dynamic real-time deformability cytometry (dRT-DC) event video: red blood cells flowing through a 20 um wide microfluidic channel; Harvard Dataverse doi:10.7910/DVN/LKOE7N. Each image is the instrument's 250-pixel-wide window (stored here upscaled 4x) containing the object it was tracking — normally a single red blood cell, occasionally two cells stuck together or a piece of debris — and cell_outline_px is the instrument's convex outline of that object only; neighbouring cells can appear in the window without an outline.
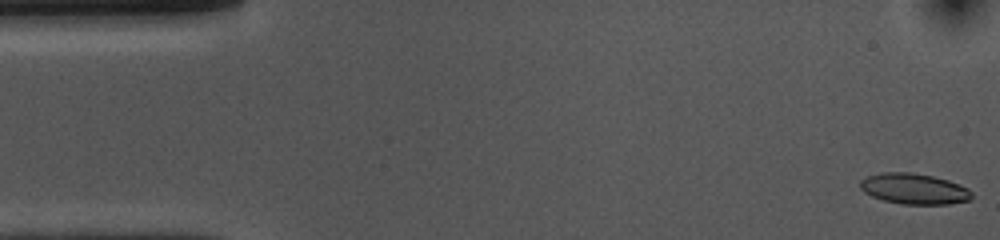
{"species": "common noctule bat (a hibernating species)", "species_latin": "Nyctalus noctula", "temperature_condition": "cold", "stored_images_in_passage": 54, "camera_frame_rate_fps": 3000, "um_per_image_px": 0.085, "animal": {"sex": "female", "body_mass_g": 10.0, "forearm_length_mm": 53.1}, "frame": {"image": 1, "passage_image": 1, "time_ms": 0.0, "image_size_px": [1000, 240], "cell_outline_px": [[972, 196], [968, 200], [948, 204], [900, 204], [884, 200], [872, 196], [864, 192], [860, 188], [860, 180], [868, 176], [880, 172], [912, 172], [932, 176], [948, 180], [960, 184], [968, 188], [972, 192]], "centroid_in_image_um": [77.69, 16.04], "position_along_channel_um": 7.3, "area_um2": 20.0}}
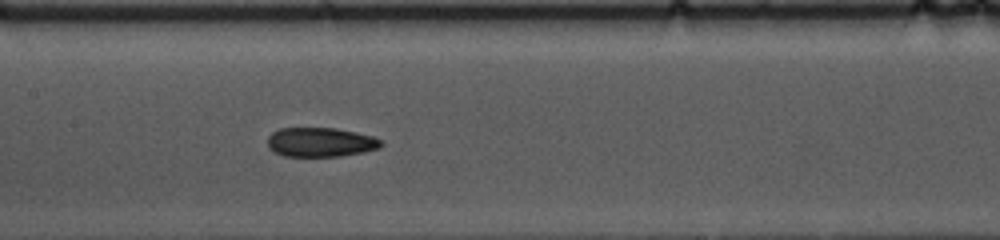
{"frame": {"image": 2, "passage_image": 24, "time_ms": 7.667, "image_size_px": [1000, 240], "cell_outline_px": [[384, 144], [380, 148], [364, 152], [340, 156], [284, 156], [272, 152], [268, 148], [268, 136], [272, 132], [280, 128], [336, 128], [356, 132], [372, 136], [384, 140]], "centroid_in_image_um": [27.26, 12.09], "position_along_channel_um": 180.1, "area_um2": 19.65}}
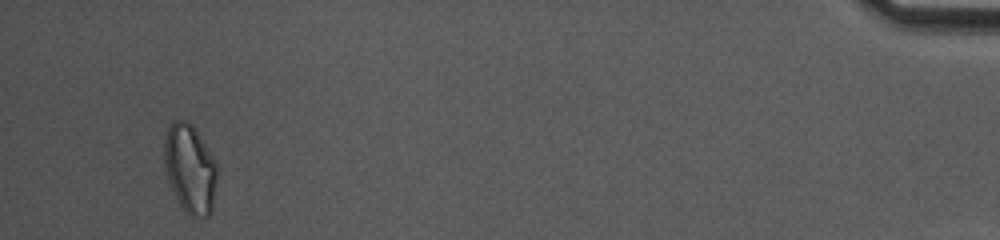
{"frame": {"image": 3, "passage_image": 50, "time_ms": 16.333, "image_size_px": [1000, 240], "cell_outline_px": [[216, 176], [212, 212], [208, 216], [188, 216], [184, 212], [168, 180], [164, 164], [164, 136], [168, 124], [172, 120], [188, 120], [192, 124], [216, 160]], "centroid_in_image_um": [16.13, 14.3], "position_along_channel_um": 419.1, "area_um2": 27.51}, "authors_computed_cell_mechanics": {"area_um2": 20.2878, "velocity_mm_per_s": 3.7106, "shape_relaxation_time_tau1_ms": null, "shape_relaxation_time_tau2_ms": 3.2571, "deformation_change_tau1": null, "deformation_change_tau2": 0.0947}}